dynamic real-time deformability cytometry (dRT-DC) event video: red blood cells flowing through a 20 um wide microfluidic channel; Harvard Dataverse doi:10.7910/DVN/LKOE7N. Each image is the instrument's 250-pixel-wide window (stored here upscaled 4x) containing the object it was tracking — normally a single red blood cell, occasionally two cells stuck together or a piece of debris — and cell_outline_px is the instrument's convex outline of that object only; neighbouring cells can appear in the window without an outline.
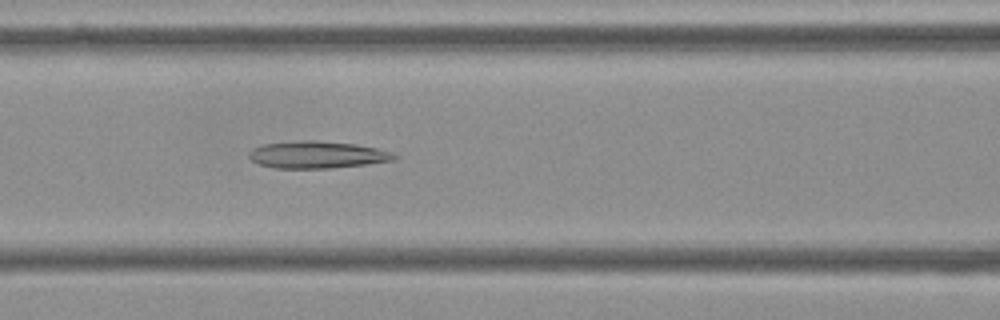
{"species": "Egyptian fruit bat (a non-hibernating species)", "species_latin": "Rousettus aegyptiacus", "temperature_condition": "cold", "stored_images_in_passage": 39, "camera_frame_rate_fps": 3000, "um_per_image_px": 0.085, "frame": {"image": 1, "passage_image": 7, "time_ms": 2.0, "image_size_px": [1000, 320], "cell_outline_px": [[396, 160], [368, 164], [332, 168], [276, 168], [260, 164], [252, 160], [248, 156], [248, 152], [252, 148], [264, 144], [300, 140], [316, 140], [356, 144], [376, 148], [392, 152], [396, 156]], "centroid_in_image_um": [26.97, 13.15], "position_along_channel_um": 139.6, "area_um2": 23.0}}
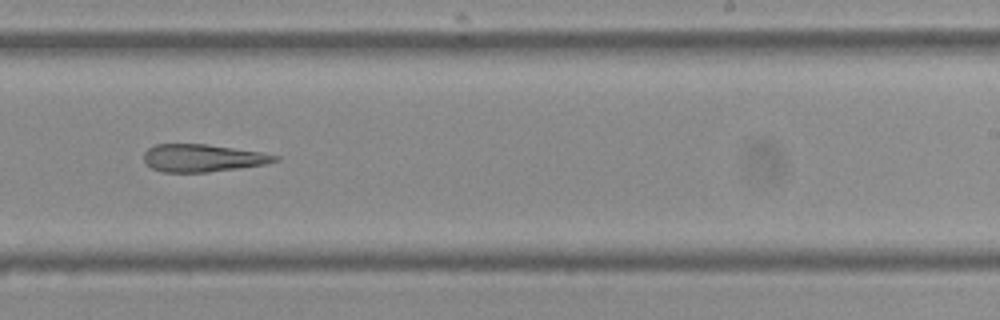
{"frame": {"image": 2, "passage_image": 18, "time_ms": 5.667, "image_size_px": [1000, 320], "cell_outline_px": [[280, 160], [264, 164], [208, 172], [164, 172], [152, 168], [144, 160], [144, 152], [148, 148], [156, 144], [208, 144], [260, 152], [280, 156]], "centroid_in_image_um": [17.22, 13.42], "position_along_channel_um": 271.8, "area_um2": 20.87}}
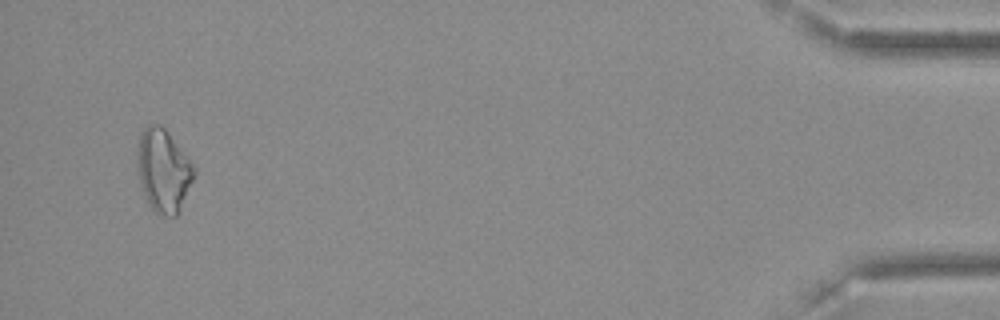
{"frame": {"image": 3, "passage_image": 37, "time_ms": 12.0, "image_size_px": [1000, 320], "cell_outline_px": [[196, 172], [180, 208], [176, 216], [160, 216], [148, 204], [140, 180], [136, 160], [136, 152], [140, 132], [148, 124], [160, 124], [164, 128], [196, 168]], "centroid_in_image_um": [13.86, 14.48], "position_along_channel_um": 421.3, "area_um2": 27.17}}